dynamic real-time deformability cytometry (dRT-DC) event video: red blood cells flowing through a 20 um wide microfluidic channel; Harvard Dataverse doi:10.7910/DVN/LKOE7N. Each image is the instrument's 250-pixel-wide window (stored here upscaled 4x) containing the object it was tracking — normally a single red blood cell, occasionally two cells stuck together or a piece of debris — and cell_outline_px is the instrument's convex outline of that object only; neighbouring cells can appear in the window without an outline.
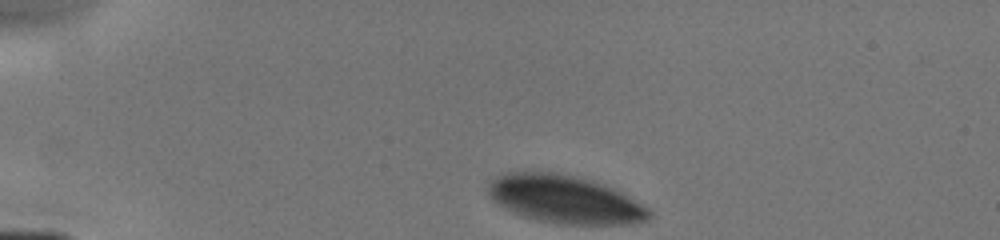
{"species": "human", "species_latin": "Homo sapiens", "temperature_condition": "cold", "stored_images_in_passage": 36, "camera_frame_rate_fps": 3000, "um_per_image_px": 0.085, "donor": {"sex": "male"}, "frame": {"image": 1, "passage_image": 1, "time_ms": 0.0, "image_size_px": [1000, 240], "cell_outline_px": [[652, 216], [648, 220], [628, 224], [560, 224], [536, 220], [524, 216], [504, 208], [492, 200], [488, 192], [488, 188], [492, 180], [508, 172], [556, 172], [576, 176], [592, 180], [612, 188], [620, 192], [648, 208], [652, 212]], "centroid_in_image_um": [48.02, 16.95], "position_along_channel_um": 37.0, "area_um2": 44.68}}
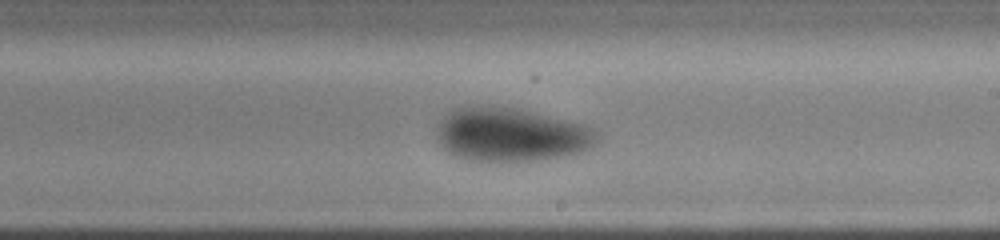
{"frame": {"image": 2, "passage_image": 23, "time_ms": 6.333, "image_size_px": [1000, 240], "cell_outline_px": [[600, 140], [596, 144], [572, 156], [540, 160], [472, 160], [452, 156], [444, 148], [436, 136], [436, 128], [440, 120], [452, 108], [464, 104], [476, 104], [520, 108], [584, 124], [596, 132]], "centroid_in_image_um": [43.41, 11.41], "position_along_channel_um": 245.6, "area_um2": 51.04}}
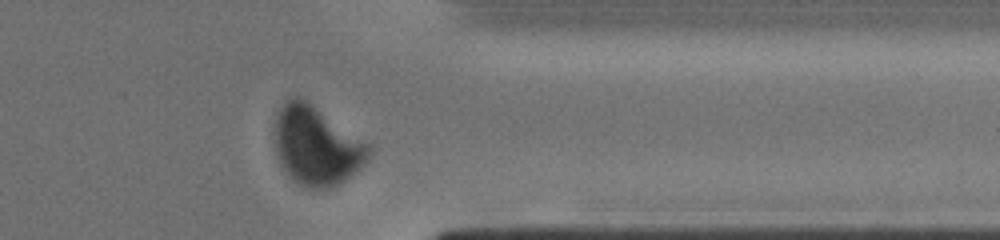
{"frame": {"image": 3, "passage_image": 35, "time_ms": 9.667, "image_size_px": [1000, 240], "cell_outline_px": [[372, 148], [368, 156], [360, 168], [344, 180], [336, 184], [324, 188], [308, 188], [300, 184], [284, 168], [276, 156], [272, 128], [272, 124], [276, 112], [292, 96], [296, 96], [308, 100], [368, 144]], "centroid_in_image_um": [26.83, 12.33], "position_along_channel_um": 384.6, "area_um2": 43.0}}